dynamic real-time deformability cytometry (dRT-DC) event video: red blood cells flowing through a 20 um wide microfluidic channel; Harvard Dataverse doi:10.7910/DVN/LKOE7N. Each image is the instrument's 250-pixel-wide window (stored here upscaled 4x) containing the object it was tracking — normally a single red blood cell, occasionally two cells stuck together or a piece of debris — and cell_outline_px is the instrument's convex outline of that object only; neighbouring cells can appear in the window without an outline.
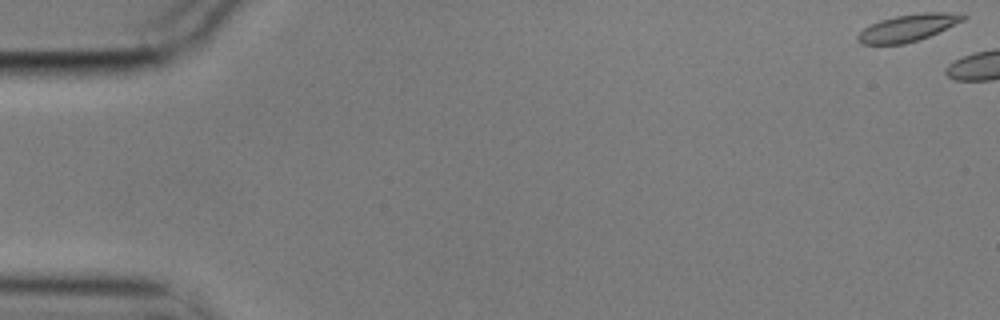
{"species": "common noctule bat (a hibernating species)", "species_latin": "Nyctalus noctula", "temperature_condition": "cold", "stored_images_in_passage": 3, "camera_frame_rate_fps": 3000, "um_per_image_px": 0.085, "animal": {"sex": "male", "body_mass_g": 17.9}, "frame": {"image": 1, "passage_image": 1, "time_ms": 0.0, "image_size_px": [1000, 320], "cell_outline_px": [[968, 16], [964, 20], [920, 40], [904, 44], [860, 44], [856, 40], [856, 36], [864, 28], [880, 20], [896, 16], [924, 12], [964, 12]], "centroid_in_image_um": [77.21, 2.35], "position_along_channel_um": 7.8, "area_um2": 16.7}}